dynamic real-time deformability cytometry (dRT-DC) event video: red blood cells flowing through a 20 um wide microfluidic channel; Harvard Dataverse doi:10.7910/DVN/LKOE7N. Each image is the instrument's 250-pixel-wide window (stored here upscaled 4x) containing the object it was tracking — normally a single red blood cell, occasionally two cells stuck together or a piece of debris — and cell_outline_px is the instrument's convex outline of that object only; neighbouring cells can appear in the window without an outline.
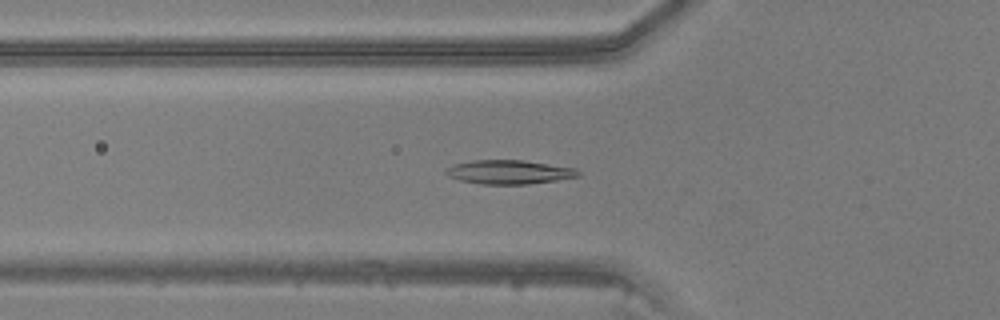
{"species": "common noctule bat (a hibernating species)", "species_latin": "Nyctalus noctula", "temperature_condition": "warm", "stored_images_in_passage": 46, "camera_frame_rate_fps": 3000, "um_per_image_px": 0.085, "animal": {"sex": "male", "body_mass_g": 20.5, "forearm_length_mm": 52.5}, "frame": {"image": 1, "passage_image": 16, "time_ms": 5.0, "image_size_px": [1000, 320], "cell_outline_px": [[580, 176], [556, 180], [528, 184], [480, 184], [460, 180], [448, 176], [444, 172], [444, 168], [452, 164], [476, 160], [520, 160], [576, 168], [580, 172]], "centroid_in_image_um": [43.23, 14.62], "position_along_channel_um": 82.6, "area_um2": 18.44}}
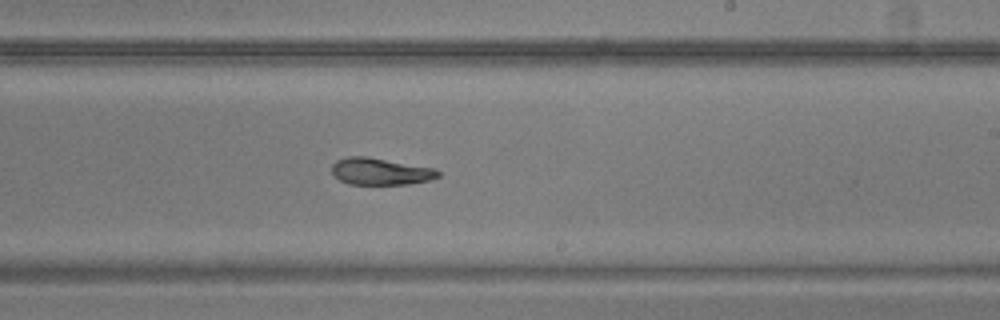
{"frame": {"image": 2, "passage_image": 28, "time_ms": 9.0, "image_size_px": [1000, 320], "cell_outline_px": [[440, 176], [432, 180], [408, 184], [348, 184], [340, 180], [332, 172], [332, 164], [336, 160], [348, 156], [364, 156], [436, 168], [440, 172]], "centroid_in_image_um": [32.37, 14.57], "position_along_channel_um": 256.6, "area_um2": 16.7}}
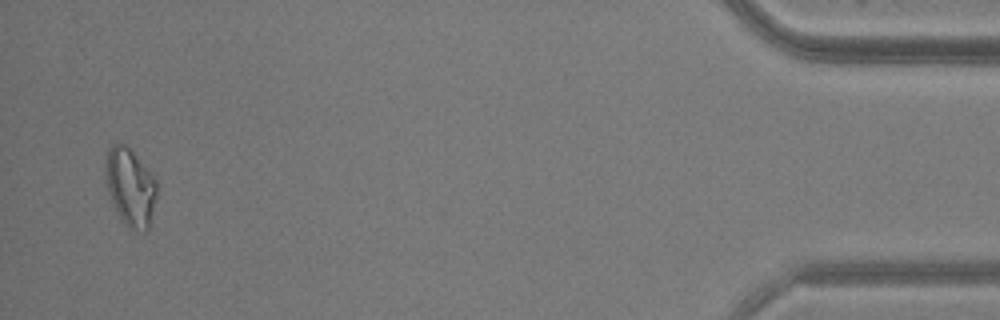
{"frame": {"image": 3, "passage_image": 45, "time_ms": 14.667, "image_size_px": [1000, 320], "cell_outline_px": [[156, 196], [148, 232], [132, 232], [120, 220], [108, 192], [104, 168], [104, 160], [108, 148], [112, 144], [124, 144], [132, 152], [156, 180]], "centroid_in_image_um": [11.05, 15.96], "position_along_channel_um": 424.2, "area_um2": 23.35}}